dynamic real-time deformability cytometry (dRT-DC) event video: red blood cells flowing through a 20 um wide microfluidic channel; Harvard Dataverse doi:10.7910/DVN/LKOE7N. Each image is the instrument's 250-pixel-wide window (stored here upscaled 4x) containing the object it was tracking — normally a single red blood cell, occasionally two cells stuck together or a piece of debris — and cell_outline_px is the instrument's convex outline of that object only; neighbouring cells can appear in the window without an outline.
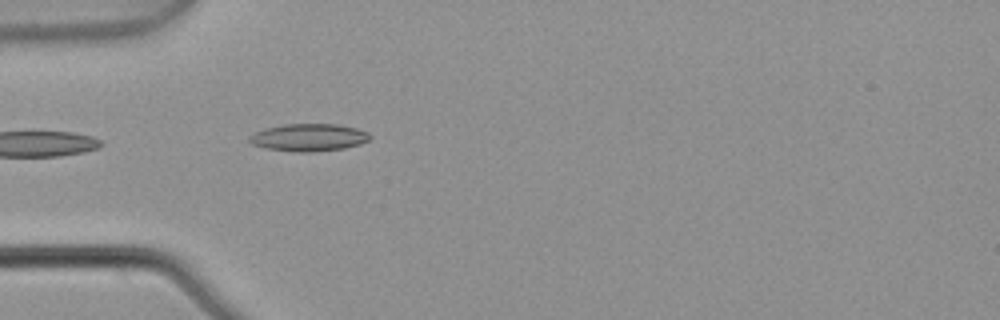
{"species": "common noctule bat (a hibernating species)", "species_latin": "Nyctalus noctula", "temperature_condition": "warm", "stored_images_in_passage": 2, "camera_frame_rate_fps": 3000, "um_per_image_px": 0.085, "animal": {"sex": "male", "body_mass_g": 21.5, "forearm_length_mm": 52.0}, "frame": {"image": 1, "passage_image": 2, "time_ms": 0.333, "image_size_px": [1000, 320], "cell_outline_px": [[372, 136], [368, 140], [360, 144], [344, 148], [312, 152], [296, 152], [264, 148], [252, 144], [248, 140], [248, 136], [264, 128], [284, 124], [336, 124], [356, 128], [368, 132]], "centroid_in_image_um": [26.22, 11.68], "position_along_channel_um": 58.8, "area_um2": 19.36}}